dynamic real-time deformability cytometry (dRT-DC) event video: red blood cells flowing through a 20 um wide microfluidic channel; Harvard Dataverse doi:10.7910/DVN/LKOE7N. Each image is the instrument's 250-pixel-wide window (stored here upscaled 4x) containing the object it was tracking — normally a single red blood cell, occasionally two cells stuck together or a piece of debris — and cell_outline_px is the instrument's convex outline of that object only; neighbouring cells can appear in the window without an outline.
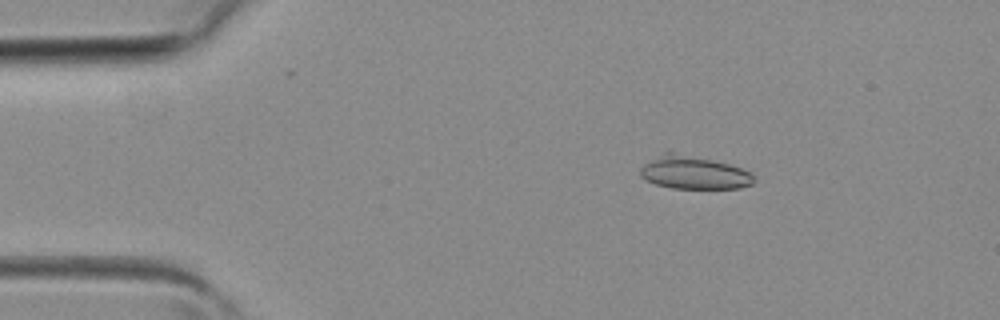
{"species": "common noctule bat (a hibernating species)", "species_latin": "Nyctalus noctula", "temperature_condition": "room temperature", "stored_images_in_passage": 2, "camera_frame_rate_fps": 3000, "um_per_image_px": 0.085, "animal": {"sex": "female", "body_mass_g": 19.3, "forearm_length_mm": 54.1}, "frame": {"image": 1, "passage_image": 1, "time_ms": 0.0, "image_size_px": [1000, 320], "cell_outline_px": [[756, 180], [752, 184], [740, 188], [672, 188], [656, 184], [644, 180], [640, 176], [640, 168], [644, 164], [664, 152], [672, 152], [732, 164], [752, 172]], "centroid_in_image_um": [59.01, 14.68], "position_along_channel_um": 26.0, "area_um2": 21.91}}
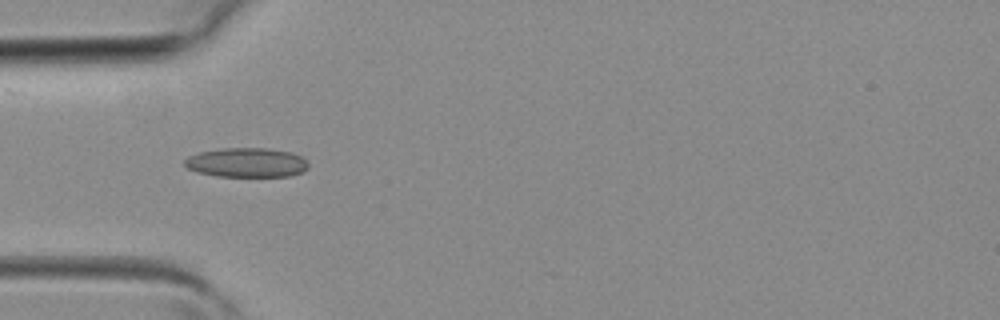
{"frame": {"image": 2, "passage_image": 2, "time_ms": 0.333, "image_size_px": [1000, 320], "cell_outline_px": [[308, 168], [304, 172], [292, 176], [216, 176], [196, 172], [188, 168], [184, 164], [184, 160], [188, 156], [200, 152], [224, 148], [268, 148], [292, 152], [300, 156], [308, 164]], "centroid_in_image_um": [20.97, 13.82], "position_along_channel_um": 64.0, "area_um2": 21.27}}